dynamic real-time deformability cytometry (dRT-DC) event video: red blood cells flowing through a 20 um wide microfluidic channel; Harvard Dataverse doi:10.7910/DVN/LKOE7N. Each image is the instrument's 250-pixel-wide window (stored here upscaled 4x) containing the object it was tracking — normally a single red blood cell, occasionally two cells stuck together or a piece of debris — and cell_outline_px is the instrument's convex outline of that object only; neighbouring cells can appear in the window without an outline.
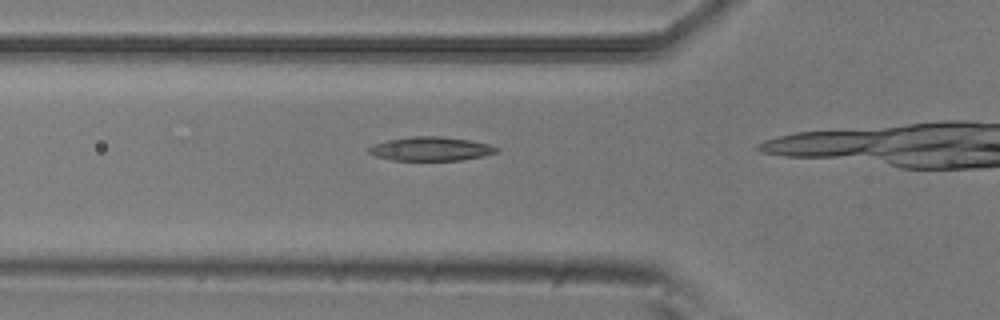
{"species": "common noctule bat (a hibernating species)", "species_latin": "Nyctalus noctula", "temperature_condition": "room temperature", "stored_images_in_passage": 14, "camera_frame_rate_fps": 3000, "um_per_image_px": 0.085, "animal": {"sex": "male", "body_mass_g": 20.5, "forearm_length_mm": 52.5}, "frame": {"image": 1, "passage_image": 10, "time_ms": 3.0, "image_size_px": [1000, 320], "cell_outline_px": [[500, 148], [496, 152], [484, 156], [460, 160], [392, 160], [376, 156], [368, 152], [368, 148], [372, 144], [388, 140], [412, 136], [440, 136], [472, 140], [488, 144]], "centroid_in_image_um": [36.62, 12.64], "position_along_channel_um": 89.2, "area_um2": 17.8}}